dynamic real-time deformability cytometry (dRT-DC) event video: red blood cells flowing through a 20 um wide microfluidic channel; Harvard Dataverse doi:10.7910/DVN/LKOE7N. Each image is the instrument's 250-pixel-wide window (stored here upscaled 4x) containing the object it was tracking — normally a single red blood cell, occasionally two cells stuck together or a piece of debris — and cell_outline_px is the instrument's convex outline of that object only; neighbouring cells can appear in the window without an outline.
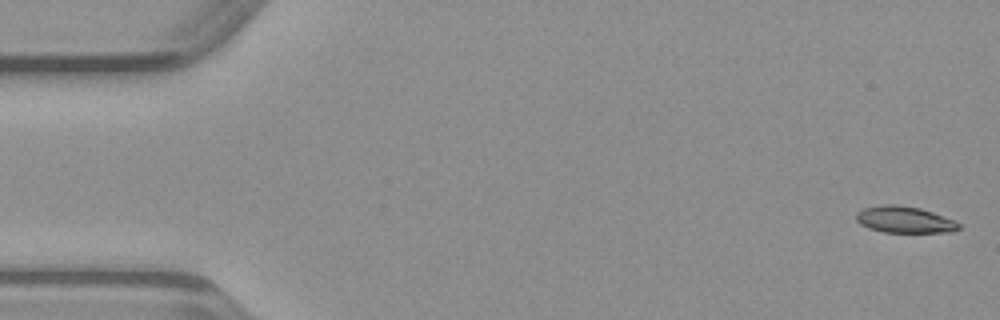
{"species": "common noctule bat (a hibernating species)", "species_latin": "Nyctalus noctula", "temperature_condition": "warm", "stored_images_in_passage": 26, "camera_frame_rate_fps": 3000, "um_per_image_px": 0.085, "animal": {"sex": "male", "body_mass_g": 23.1, "forearm_length_mm": 52.7}, "frame": {"image": 1, "passage_image": 1, "time_ms": 0.0, "image_size_px": [1000, 320], "cell_outline_px": [[960, 228], [952, 232], [884, 232], [868, 228], [860, 224], [856, 220], [856, 212], [864, 208], [880, 204], [896, 204], [920, 208], [956, 220], [960, 224]], "centroid_in_image_um": [76.88, 18.66], "position_along_channel_um": 8.1, "area_um2": 16.01}}
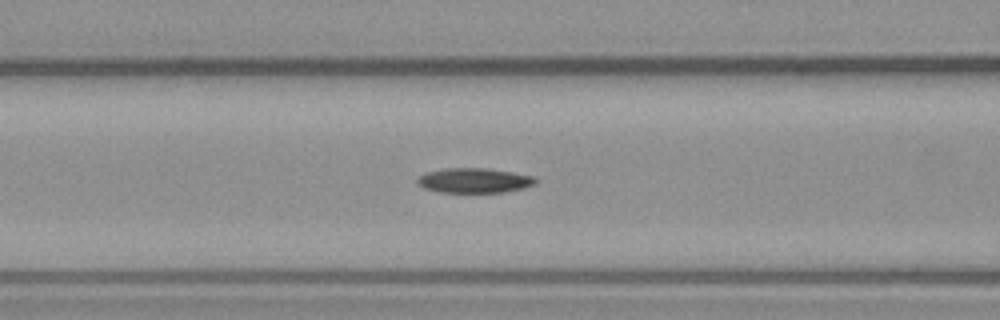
{"frame": {"image": 2, "passage_image": 19, "time_ms": 6.0, "image_size_px": [1000, 320], "cell_outline_px": [[536, 184], [524, 188], [504, 192], [440, 192], [424, 188], [416, 180], [424, 172], [444, 168], [488, 168], [512, 172], [532, 176], [536, 180]], "centroid_in_image_um": [40.3, 15.33], "position_along_channel_um": 126.3, "area_um2": 17.05}}
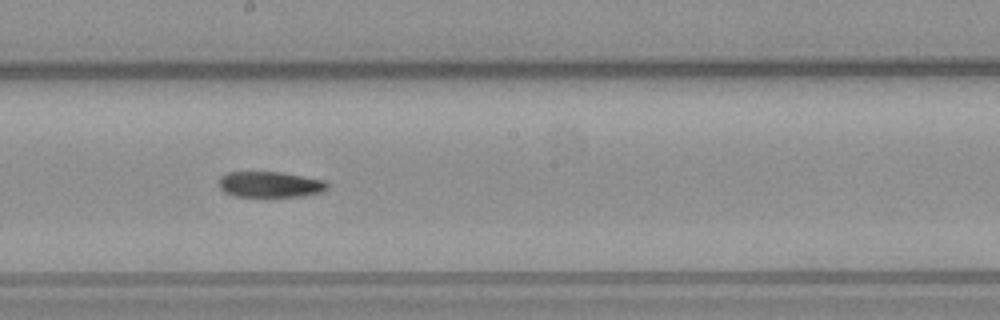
{"frame": {"image": 3, "passage_image": 26, "time_ms": 8.333, "image_size_px": [1000, 320], "cell_outline_px": [[328, 188], [324, 192], [304, 196], [264, 200], [236, 196], [224, 192], [220, 188], [220, 176], [228, 172], [280, 172], [324, 180], [328, 184]], "centroid_in_image_um": [22.97, 15.74], "position_along_channel_um": 225.2, "area_um2": 17.22}}